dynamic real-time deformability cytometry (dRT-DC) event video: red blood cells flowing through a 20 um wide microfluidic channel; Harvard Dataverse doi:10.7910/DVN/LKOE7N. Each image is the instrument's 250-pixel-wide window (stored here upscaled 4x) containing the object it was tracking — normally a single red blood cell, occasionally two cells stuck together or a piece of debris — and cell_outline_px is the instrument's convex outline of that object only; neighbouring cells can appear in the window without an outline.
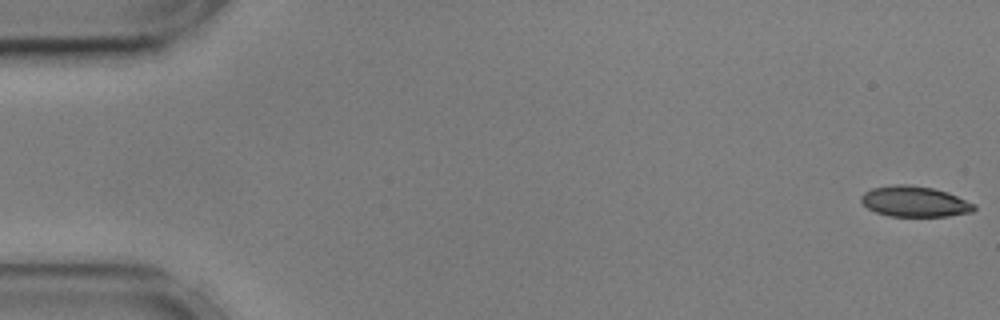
{"species": "common noctule bat (a hibernating species)", "species_latin": "Nyctalus noctula", "temperature_condition": "cold", "stored_images_in_passage": 56, "camera_frame_rate_fps": 3000, "um_per_image_px": 0.085, "animal": {"sex": "male", "body_mass_g": 17.9, "forearm_length_mm": 54.2}, "frame": {"image": 1, "passage_image": 1, "time_ms": 0.0, "image_size_px": [1000, 320], "cell_outline_px": [[976, 208], [972, 212], [948, 216], [888, 216], [876, 212], [868, 208], [860, 200], [860, 196], [864, 192], [872, 188], [896, 184], [908, 184], [932, 188], [948, 192], [976, 204]], "centroid_in_image_um": [77.75, 17.13], "position_along_channel_um": 7.2, "area_um2": 20.23}}
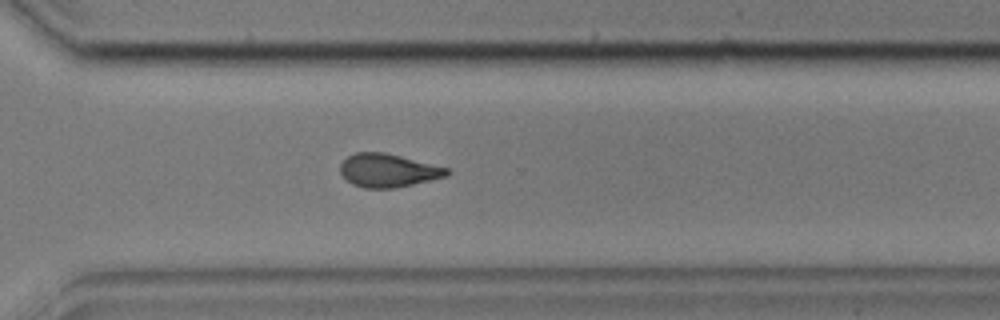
{"frame": {"image": 2, "passage_image": 40, "time_ms": 13.0, "image_size_px": [1000, 320], "cell_outline_px": [[452, 172], [448, 176], [412, 184], [392, 188], [364, 188], [352, 184], [340, 172], [340, 164], [348, 156], [356, 152], [384, 152], [448, 168]], "centroid_in_image_um": [32.99, 14.48], "position_along_channel_um": 337.6, "area_um2": 20.52}}
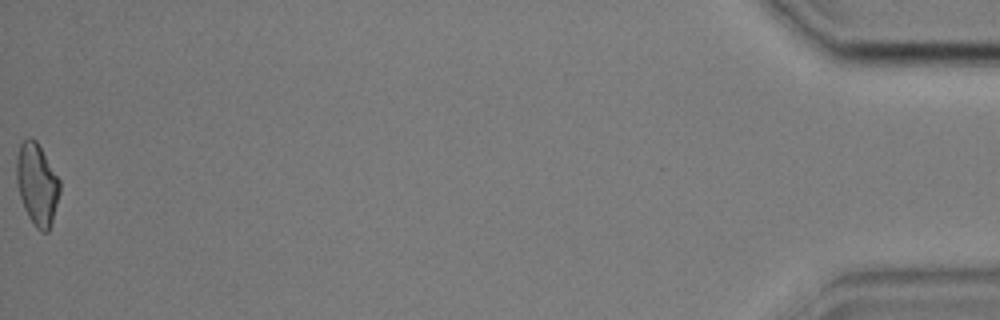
{"frame": {"image": 3, "passage_image": 56, "time_ms": 18.333, "image_size_px": [1000, 320], "cell_outline_px": [[60, 192], [52, 220], [48, 232], [40, 232], [36, 228], [28, 216], [24, 208], [20, 196], [16, 180], [16, 160], [20, 144], [28, 136], [32, 136], [36, 140], [60, 180]], "centroid_in_image_um": [3.14, 15.64], "position_along_channel_um": 432.1, "area_um2": 20.58}, "authors_computed_cell_mechanics": {"area_um2": 20.8658, "velocity_mm_per_s": 3.5916, "shape_relaxation_time_tau1_ms": null, "shape_relaxation_time_tau2_ms": 5.284, "deformation_change_tau1": null, "deformation_change_tau2": 0.1256}}